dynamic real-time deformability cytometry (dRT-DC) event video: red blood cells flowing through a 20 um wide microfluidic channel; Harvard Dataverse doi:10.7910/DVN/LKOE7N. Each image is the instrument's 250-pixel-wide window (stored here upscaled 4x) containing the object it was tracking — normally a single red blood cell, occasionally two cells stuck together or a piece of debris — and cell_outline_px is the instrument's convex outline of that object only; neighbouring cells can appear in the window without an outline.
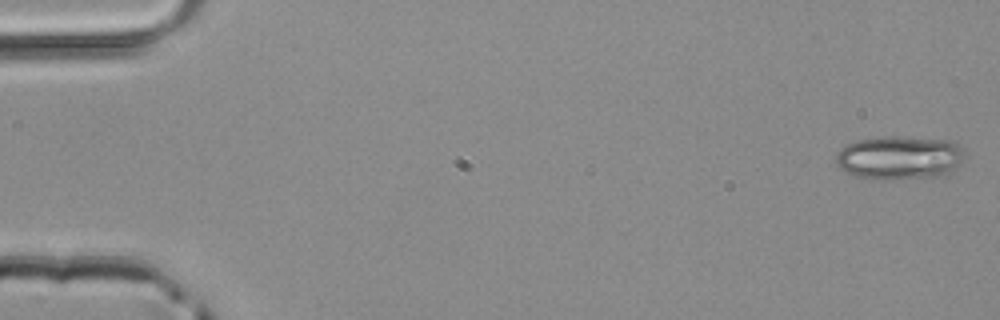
{"species": "common noctule bat (a hibernating species)", "species_latin": "Nyctalus noctula", "temperature_condition": "room temperature", "stored_images_in_passage": 48, "camera_frame_rate_fps": 3000, "um_per_image_px": 0.085, "animal": {"sex": "male", "body_mass_g": 20.4}, "frame": {"image": 1, "passage_image": 1, "time_ms": 0.0, "image_size_px": [1000, 320], "cell_outline_px": [[964, 152], [956, 168], [952, 172], [944, 176], [892, 180], [876, 180], [856, 176], [844, 172], [836, 164], [836, 152], [844, 144], [860, 140], [884, 136], [892, 136], [952, 140], [960, 144]], "centroid_in_image_um": [76.44, 13.42], "position_along_channel_um": 8.6, "area_um2": 33.35}}
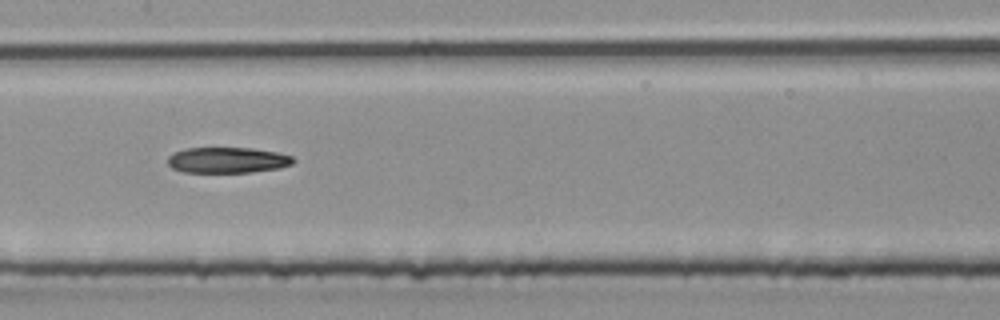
{"frame": {"image": 2, "passage_image": 24, "time_ms": 7.667, "image_size_px": [1000, 320], "cell_outline_px": [[296, 160], [292, 164], [280, 168], [252, 172], [184, 172], [172, 168], [168, 164], [168, 156], [172, 152], [188, 148], [252, 148], [276, 152], [292, 156]], "centroid_in_image_um": [19.34, 13.61], "position_along_channel_um": 188.1, "area_um2": 18.9}}
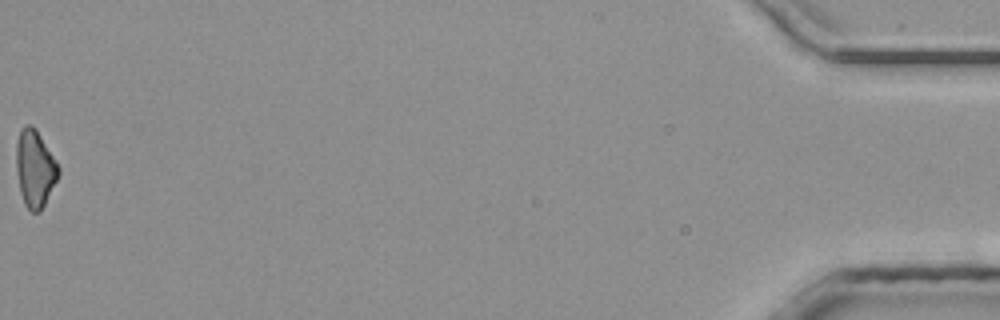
{"frame": {"image": 3, "passage_image": 48, "time_ms": 15.667, "image_size_px": [1000, 320], "cell_outline_px": [[60, 172], [40, 212], [32, 212], [24, 204], [20, 192], [16, 168], [16, 144], [20, 128], [24, 124], [32, 124], [36, 128], [60, 168]], "centroid_in_image_um": [2.94, 14.29], "position_along_channel_um": 432.3, "area_um2": 18.9}}